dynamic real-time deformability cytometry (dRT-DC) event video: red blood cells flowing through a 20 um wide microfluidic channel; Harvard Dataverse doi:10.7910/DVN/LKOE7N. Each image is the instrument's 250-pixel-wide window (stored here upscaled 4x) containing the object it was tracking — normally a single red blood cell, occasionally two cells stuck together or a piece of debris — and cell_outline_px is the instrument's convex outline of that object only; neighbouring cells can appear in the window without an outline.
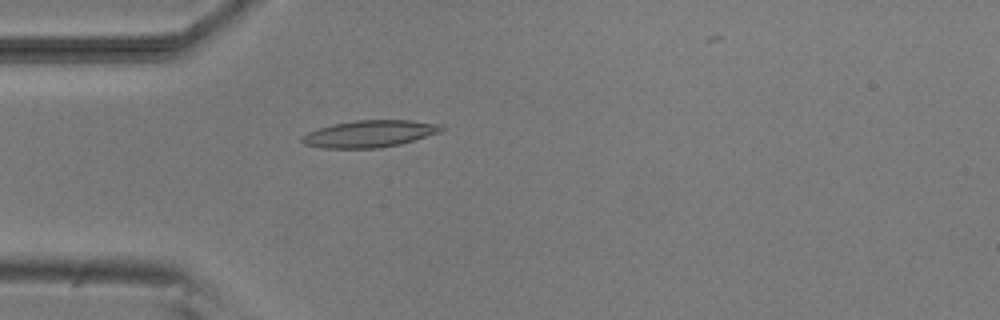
{"species": "common noctule bat (a hibernating species)", "species_latin": "Nyctalus noctula", "temperature_condition": "room temperature", "stored_images_in_passage": 5, "camera_frame_rate_fps": 3000, "um_per_image_px": 0.085, "animal": {"sex": "male", "body_mass_g": 20.5, "forearm_length_mm": 52.5}, "frame": {"image": 1, "passage_image": 5, "time_ms": 4.667, "image_size_px": [1000, 320], "cell_outline_px": [[448, 128], [440, 132], [400, 144], [376, 148], [324, 148], [304, 144], [300, 140], [300, 136], [308, 132], [332, 124], [356, 120], [412, 120], [440, 124]], "centroid_in_image_um": [31.43, 11.36], "position_along_channel_um": 53.6, "area_um2": 21.91}}